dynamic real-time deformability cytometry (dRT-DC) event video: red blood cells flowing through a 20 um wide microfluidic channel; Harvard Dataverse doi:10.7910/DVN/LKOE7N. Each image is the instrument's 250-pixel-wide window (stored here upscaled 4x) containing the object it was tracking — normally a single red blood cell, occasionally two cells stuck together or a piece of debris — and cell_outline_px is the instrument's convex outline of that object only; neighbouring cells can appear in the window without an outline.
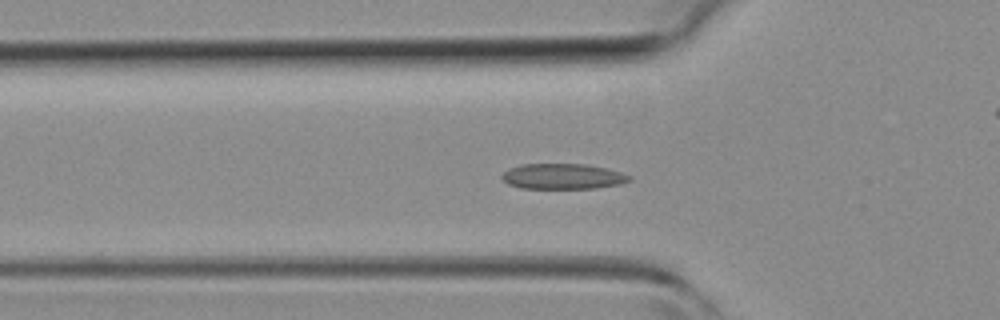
{"species": "common noctule bat (a hibernating species)", "species_latin": "Nyctalus noctula", "temperature_condition": "room temperature", "stored_images_in_passage": 42, "camera_frame_rate_fps": 3000, "um_per_image_px": 0.085, "animal": {"sex": "female", "body_mass_g": 19.3, "forearm_length_mm": 54.1}, "frame": {"image": 1, "passage_image": 13, "time_ms": 4.0, "image_size_px": [1000, 320], "cell_outline_px": [[632, 180], [620, 184], [596, 188], [520, 188], [508, 184], [500, 176], [508, 168], [520, 164], [584, 164], [604, 168], [620, 172], [632, 176]], "centroid_in_image_um": [47.82, 14.99], "position_along_channel_um": 78.0, "area_um2": 18.9}}
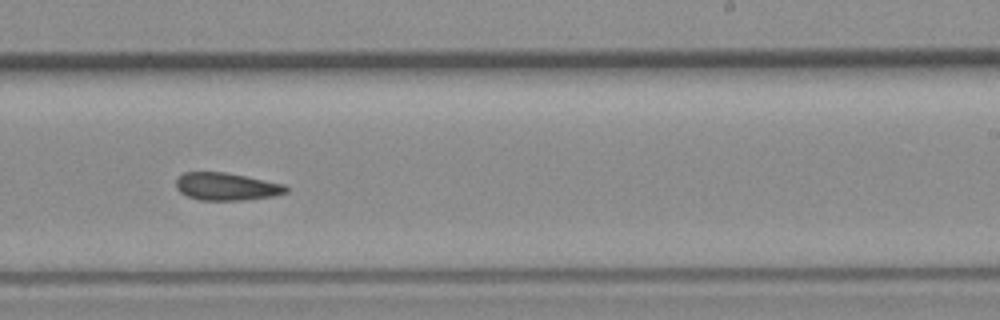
{"frame": {"image": 2, "passage_image": 25, "time_ms": 8.0, "image_size_px": [1000, 320], "cell_outline_px": [[288, 192], [272, 196], [244, 200], [200, 200], [188, 196], [180, 192], [176, 188], [176, 180], [184, 172], [224, 172], [284, 184], [288, 188]], "centroid_in_image_um": [19.24, 15.86], "position_along_channel_um": 269.8, "area_um2": 17.51}}
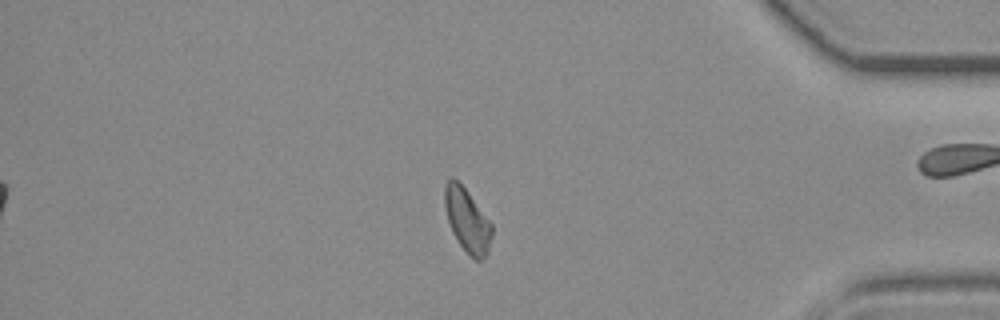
{"frame": {"image": 3, "passage_image": 35, "time_ms": 11.333, "image_size_px": [1000, 320], "cell_outline_px": [[492, 236], [488, 252], [480, 260], [476, 260], [460, 244], [452, 232], [444, 208], [444, 184], [452, 176], [464, 188], [492, 224]], "centroid_in_image_um": [39.69, 18.7], "position_along_channel_um": 395.5, "area_um2": 17.11}}